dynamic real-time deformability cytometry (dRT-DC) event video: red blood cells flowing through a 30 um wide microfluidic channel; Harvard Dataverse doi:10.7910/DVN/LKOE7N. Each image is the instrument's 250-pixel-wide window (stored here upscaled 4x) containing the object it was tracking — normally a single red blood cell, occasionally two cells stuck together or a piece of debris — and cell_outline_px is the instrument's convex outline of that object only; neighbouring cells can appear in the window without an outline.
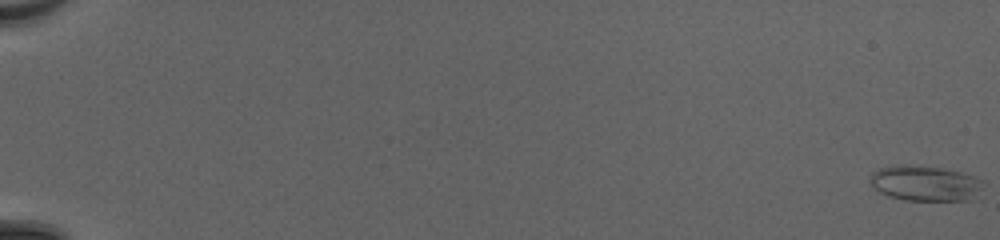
{"species": "common noctule bat (a hibernating species)", "species_latin": "Nyctalus noctula", "temperature_condition": "cold", "stored_images_in_passage": 52, "camera_frame_rate_fps": 3000, "um_per_image_px": 0.085, "animal": {"sex": "female", "body_mass_g": 20.0, "forearm_length_mm": 54.0}, "frame": {"image": 1, "passage_image": 1, "time_ms": 0.0, "image_size_px": [1000, 240], "cell_outline_px": [[984, 180], [980, 188], [968, 200], [904, 200], [888, 196], [880, 192], [872, 184], [872, 172], [880, 168], [896, 164], [904, 164], [940, 168], [960, 172]], "centroid_in_image_um": [78.6, 15.57], "position_along_channel_um": 6.4, "area_um2": 22.83}}
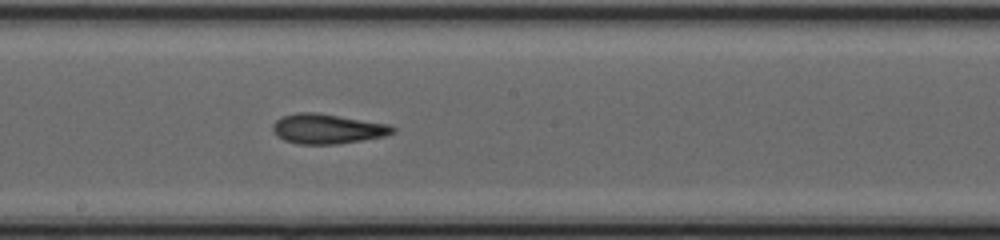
{"frame": {"image": 2, "passage_image": 32, "time_ms": 10.333, "image_size_px": [1000, 240], "cell_outline_px": [[396, 132], [384, 136], [336, 144], [300, 144], [284, 140], [276, 136], [272, 128], [272, 124], [276, 120], [284, 116], [296, 112], [320, 112], [392, 124], [396, 128]], "centroid_in_image_um": [27.86, 10.93], "position_along_channel_um": 220.3, "area_um2": 21.15}}
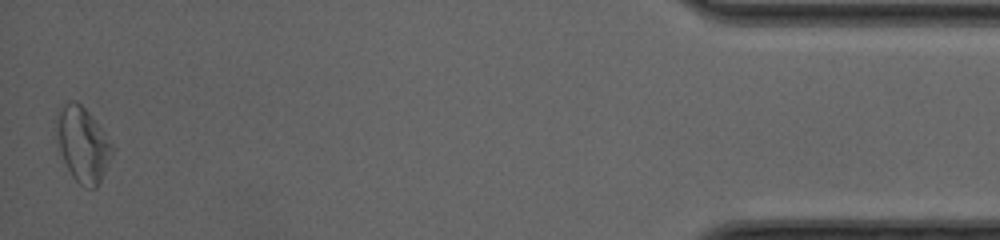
{"frame": {"image": 3, "passage_image": 52, "time_ms": 17.0, "image_size_px": [1000, 240], "cell_outline_px": [[116, 148], [96, 188], [88, 188], [80, 184], [72, 176], [64, 160], [56, 136], [56, 124], [60, 112], [64, 104], [68, 100], [76, 100], [92, 116]], "centroid_in_image_um": [7.06, 12.27], "position_along_channel_um": 428.1, "area_um2": 23.93}, "authors_computed_cell_mechanics": {"area_um2": 21.2704, "velocity_mm_per_s": 4.2224, "shape_relaxation_time_tau1_ms": 6.2146, "shape_relaxation_time_tau2_ms": 3.9895, "deformation_change_tau1": 0.1465, "deformation_change_tau2": 0.1347}}